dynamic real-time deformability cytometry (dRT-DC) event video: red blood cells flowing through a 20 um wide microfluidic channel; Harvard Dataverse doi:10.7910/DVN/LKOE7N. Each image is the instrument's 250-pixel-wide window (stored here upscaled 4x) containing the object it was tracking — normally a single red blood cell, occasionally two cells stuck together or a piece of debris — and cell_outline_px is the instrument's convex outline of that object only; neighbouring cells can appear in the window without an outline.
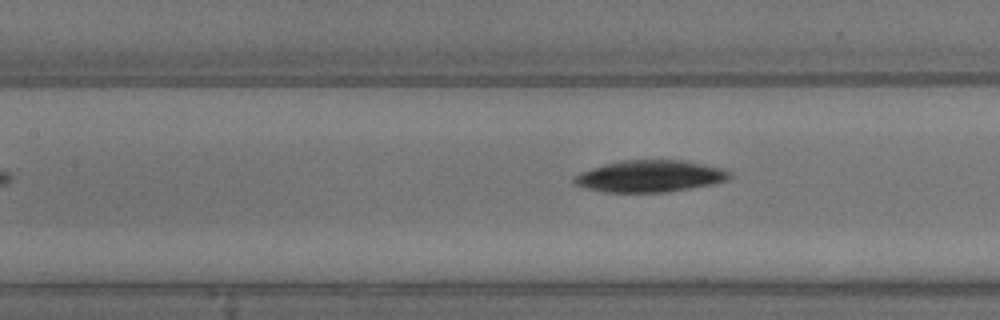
{"species": "common noctule bat (a hibernating species)", "species_latin": "Nyctalus noctula", "temperature_condition": "warm", "stored_images_in_passage": 7, "segment_of_instrument_passage": [2, 2], "camera_frame_rate_fps": 3000, "um_per_image_px": 0.085, "animal": {"sex": "male", "body_mass_g": 13.3}, "frame": {"image": 1, "passage_image": 7, "time_ms": 2.0, "image_size_px": [1000, 320], "cell_outline_px": [[732, 176], [728, 180], [716, 184], [668, 192], [604, 192], [588, 188], [576, 184], [572, 180], [572, 176], [580, 172], [604, 164], [620, 160], [684, 160], [728, 168], [732, 172]], "centroid_in_image_um": [55.33, 14.97], "position_along_channel_um": 152.1, "area_um2": 29.3}}